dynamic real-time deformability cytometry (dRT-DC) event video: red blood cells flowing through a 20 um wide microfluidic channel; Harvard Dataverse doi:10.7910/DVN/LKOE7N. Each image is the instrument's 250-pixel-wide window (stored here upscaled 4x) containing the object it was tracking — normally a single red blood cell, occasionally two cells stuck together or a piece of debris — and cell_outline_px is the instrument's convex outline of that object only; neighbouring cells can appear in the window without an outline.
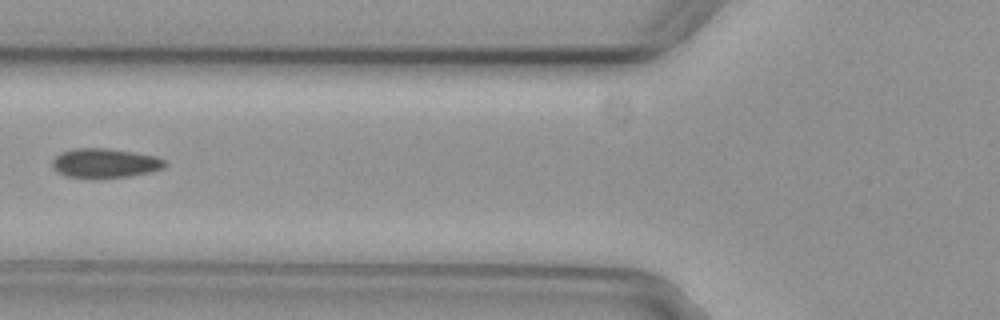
{"species": "common noctule bat (a hibernating species)", "species_latin": "Nyctalus noctula", "temperature_condition": "cold", "stored_images_in_passage": 6, "camera_frame_rate_fps": 3000, "um_per_image_px": 0.085, "animal": {"sex": "female", "body_mass_g": 29.2, "forearm_length_mm": 56.3}, "frame": {"image": 1, "passage_image": 6, "time_ms": 1.667, "image_size_px": [1000, 320], "cell_outline_px": [[168, 164], [164, 168], [148, 172], [128, 176], [100, 180], [92, 180], [68, 176], [60, 172], [52, 164], [52, 160], [60, 152], [76, 148], [108, 148], [156, 156], [164, 160]], "centroid_in_image_um": [8.93, 13.89], "position_along_channel_um": 116.9, "area_um2": 19.54}}